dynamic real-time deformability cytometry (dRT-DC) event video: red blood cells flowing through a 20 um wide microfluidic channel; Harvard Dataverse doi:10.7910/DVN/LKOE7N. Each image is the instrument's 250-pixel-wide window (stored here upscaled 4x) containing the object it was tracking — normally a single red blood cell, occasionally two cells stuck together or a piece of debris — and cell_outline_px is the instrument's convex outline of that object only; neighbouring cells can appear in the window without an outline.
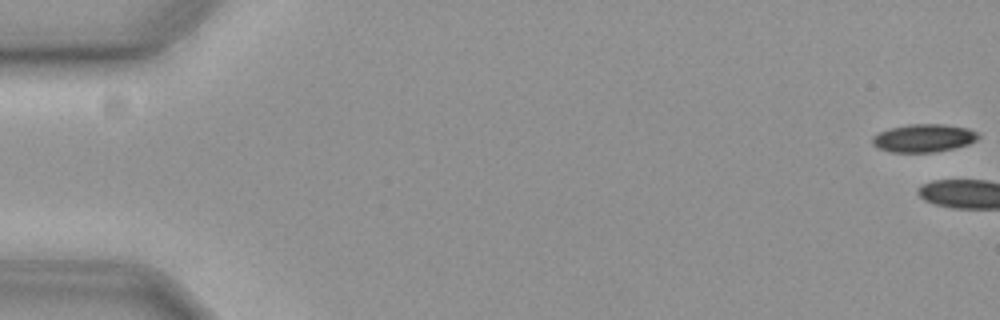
{"species": "common noctule bat (a hibernating species)", "species_latin": "Nyctalus noctula", "temperature_condition": "cold", "stored_images_in_passage": 4, "camera_frame_rate_fps": 3000, "um_per_image_px": 0.085, "animal": {"sex": "female", "body_mass_g": 19.3, "forearm_length_mm": 54.1}, "frame": {"image": 1, "passage_image": 1, "time_ms": 0.0, "image_size_px": [1000, 320], "cell_outline_px": [[980, 136], [976, 140], [968, 144], [952, 148], [932, 152], [892, 152], [880, 148], [872, 144], [872, 136], [880, 132], [892, 128], [908, 124], [944, 124], [968, 128], [976, 132]], "centroid_in_image_um": [78.52, 11.73], "position_along_channel_um": 6.5, "area_um2": 17.05}}